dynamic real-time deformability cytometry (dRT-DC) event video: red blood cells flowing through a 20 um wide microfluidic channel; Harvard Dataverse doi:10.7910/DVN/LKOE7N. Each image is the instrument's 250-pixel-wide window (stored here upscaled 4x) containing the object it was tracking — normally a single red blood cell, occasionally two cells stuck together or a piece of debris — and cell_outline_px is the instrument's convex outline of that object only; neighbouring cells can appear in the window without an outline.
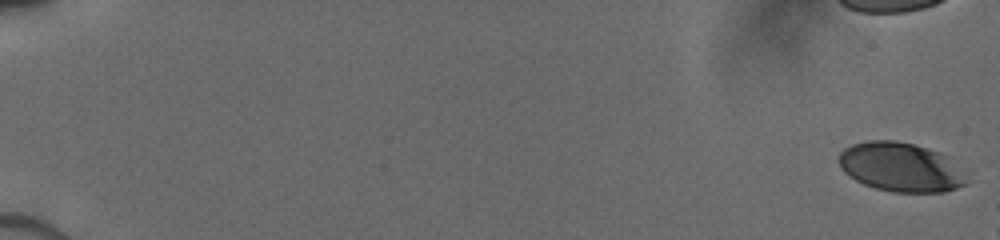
{"species": "human", "species_latin": "Homo sapiens", "temperature_condition": "cold", "stored_images_in_passage": 24, "camera_frame_rate_fps": 3000, "um_per_image_px": 0.085, "donor": {"sex": "male"}, "frame": {"image": 1, "passage_image": 1, "time_ms": 0.0, "image_size_px": [1000, 240], "cell_outline_px": [[968, 184], [944, 192], [892, 192], [876, 188], [864, 184], [856, 180], [844, 172], [840, 168], [840, 152], [844, 148], [852, 144], [868, 140], [896, 140], [912, 144], [936, 152], [968, 172]], "centroid_in_image_um": [76.57, 14.22], "position_along_channel_um": 8.4, "area_um2": 36.47}}